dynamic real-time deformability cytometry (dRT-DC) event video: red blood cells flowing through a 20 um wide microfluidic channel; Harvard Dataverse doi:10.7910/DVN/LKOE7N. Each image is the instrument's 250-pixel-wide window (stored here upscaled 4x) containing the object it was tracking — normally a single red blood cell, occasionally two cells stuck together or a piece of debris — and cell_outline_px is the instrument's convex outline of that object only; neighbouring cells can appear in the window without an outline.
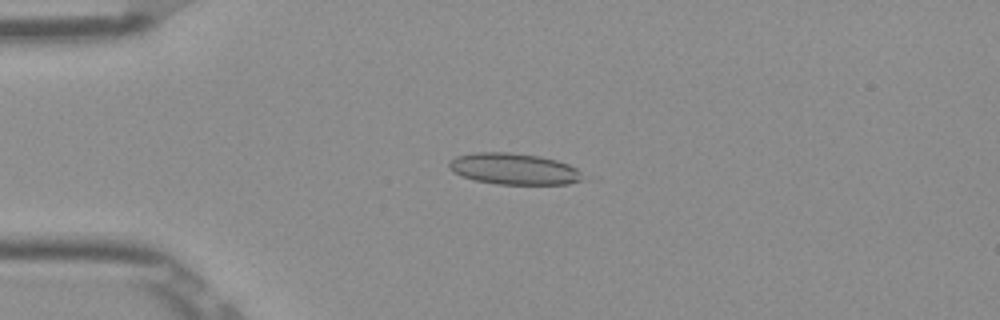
{"species": "Egyptian fruit bat (a non-hibernating species)", "species_latin": "Rousettus aegyptiacus", "temperature_condition": "room temperature", "stored_images_in_passage": 47, "camera_frame_rate_fps": 3000, "um_per_image_px": 0.085, "frame": {"image": 1, "passage_image": 8, "time_ms": 2.333, "image_size_px": [1000, 320], "cell_outline_px": [[580, 180], [568, 184], [496, 184], [476, 180], [464, 176], [448, 168], [448, 160], [456, 156], [476, 152], [512, 152], [540, 156], [556, 160], [568, 164], [576, 168], [580, 172]], "centroid_in_image_um": [43.64, 14.34], "position_along_channel_um": 41.4, "area_um2": 24.22}}
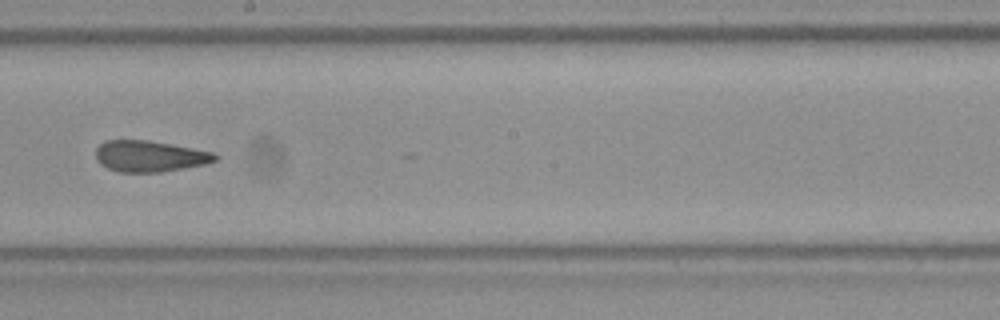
{"frame": {"image": 2, "passage_image": 25, "time_ms": 8.0, "image_size_px": [1000, 320], "cell_outline_px": [[220, 156], [216, 160], [208, 164], [160, 172], [120, 172], [108, 168], [100, 164], [96, 160], [96, 148], [104, 140], [148, 140], [172, 144], [216, 152]], "centroid_in_image_um": [12.76, 13.27], "position_along_channel_um": 235.4, "area_um2": 21.96}}
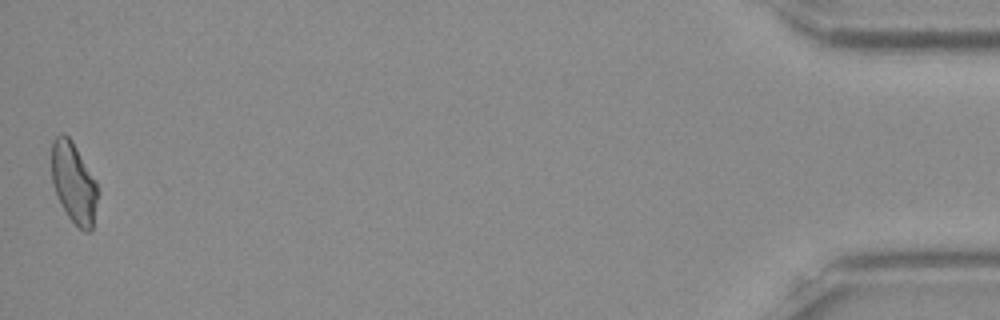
{"frame": {"image": 3, "passage_image": 47, "time_ms": 15.333, "image_size_px": [1000, 320], "cell_outline_px": [[100, 192], [92, 232], [84, 232], [68, 216], [52, 184], [52, 140], [60, 132], [64, 132], [72, 140], [96, 180]], "centroid_in_image_um": [6.31, 15.53], "position_along_channel_um": 428.9, "area_um2": 22.02}, "authors_computed_cell_mechanics": {"area_um2": 22.253, "velocity_mm_per_s": 3.8936, "shape_relaxation_time_tau1_ms": null, "shape_relaxation_time_tau2_ms": 3.1402, "deformation_change_tau1": null, "deformation_change_tau2": 0.1061}}